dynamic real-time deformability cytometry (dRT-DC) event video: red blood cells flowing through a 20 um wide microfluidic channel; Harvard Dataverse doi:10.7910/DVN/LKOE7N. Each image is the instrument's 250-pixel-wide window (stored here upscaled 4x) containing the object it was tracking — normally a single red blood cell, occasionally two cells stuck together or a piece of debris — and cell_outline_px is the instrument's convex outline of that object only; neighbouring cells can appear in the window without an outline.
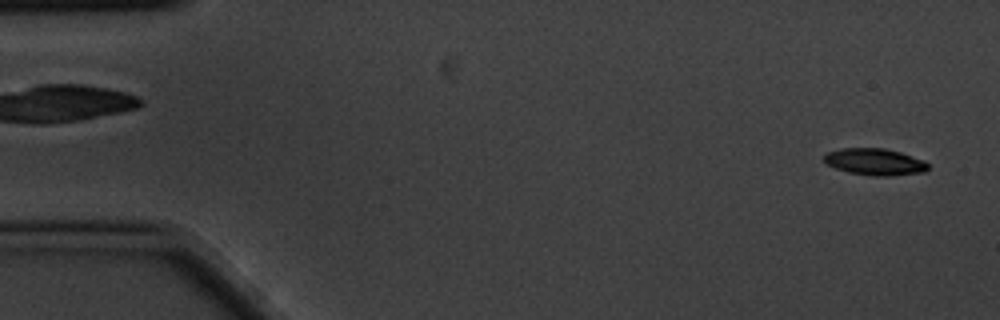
{"species": "common noctule bat (a hibernating species)", "species_latin": "Nyctalus noctula", "temperature_condition": "cold", "stored_images_in_passage": 6, "segment_of_instrument_passage": [2, 2], "camera_frame_rate_fps": 3000, "um_per_image_px": 0.085, "animal": {"sex": "male", "body_mass_g": 20.1, "forearm_length_mm": 53.5}, "frame": {"image": 1, "passage_image": 6, "time_ms": 1.667, "image_size_px": [1000, 320], "cell_outline_px": [[928, 168], [924, 172], [888, 176], [872, 176], [848, 172], [836, 168], [828, 164], [824, 160], [824, 156], [828, 152], [840, 148], [884, 148], [900, 152], [924, 160], [928, 164]], "centroid_in_image_um": [74.37, 13.75], "position_along_channel_um": 10.6, "area_um2": 16.13}}